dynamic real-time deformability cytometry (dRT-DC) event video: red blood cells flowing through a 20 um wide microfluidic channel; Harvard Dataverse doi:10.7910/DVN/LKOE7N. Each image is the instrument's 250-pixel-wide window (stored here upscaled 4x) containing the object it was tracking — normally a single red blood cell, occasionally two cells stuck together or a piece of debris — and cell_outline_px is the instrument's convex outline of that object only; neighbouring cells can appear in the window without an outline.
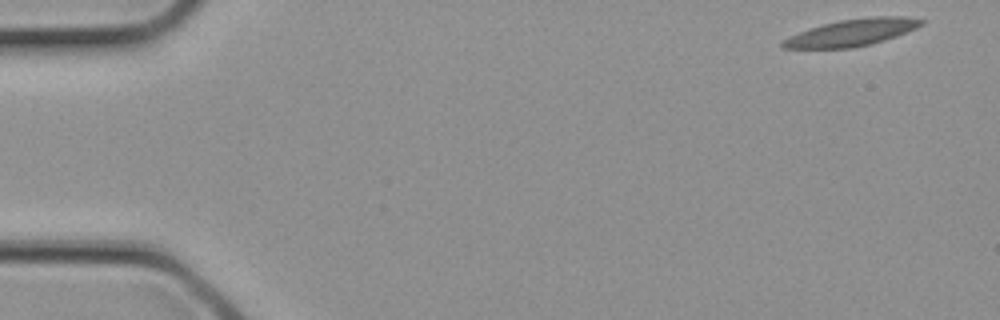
{"species": "common noctule bat (a hibernating species)", "species_latin": "Nyctalus noctula", "temperature_condition": "cold", "stored_images_in_passage": 3, "camera_frame_rate_fps": 3000, "um_per_image_px": 0.085, "animal": {"sex": "female", "body_mass_g": 21.9}, "frame": {"image": 1, "passage_image": 1, "time_ms": 0.0, "image_size_px": [1000, 320], "cell_outline_px": [[924, 24], [908, 32], [872, 44], [852, 48], [780, 48], [780, 40], [808, 28], [840, 20], [876, 16], [904, 16], [924, 20]], "centroid_in_image_um": [72.39, 2.77], "position_along_channel_um": 12.6, "area_um2": 21.79}}
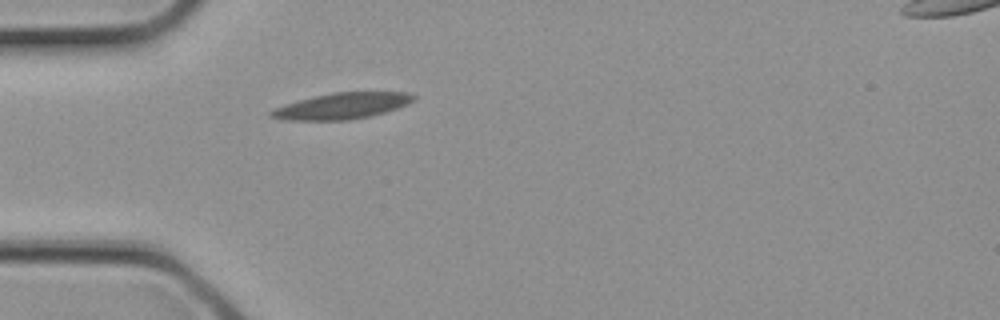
{"frame": {"image": 2, "passage_image": 3, "time_ms": 0.667, "image_size_px": [1000, 320], "cell_outline_px": [[416, 96], [408, 104], [372, 116], [348, 120], [280, 120], [268, 116], [268, 112], [284, 104], [332, 92], [408, 92]], "centroid_in_image_um": [29.04, 9.01], "position_along_channel_um": 56.0, "area_um2": 21.62}}